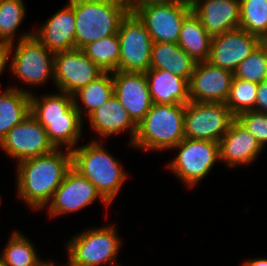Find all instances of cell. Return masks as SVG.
Here are the masks:
<instances>
[{"label":"cell","mask_w":267,"mask_h":266,"mask_svg":"<svg viewBox=\"0 0 267 266\" xmlns=\"http://www.w3.org/2000/svg\"><path fill=\"white\" fill-rule=\"evenodd\" d=\"M53 152L22 160L16 164L17 196L33 210H42L72 167L70 150Z\"/></svg>","instance_id":"cell-1"},{"label":"cell","mask_w":267,"mask_h":266,"mask_svg":"<svg viewBox=\"0 0 267 266\" xmlns=\"http://www.w3.org/2000/svg\"><path fill=\"white\" fill-rule=\"evenodd\" d=\"M75 13V48L118 33L130 0H69Z\"/></svg>","instance_id":"cell-2"},{"label":"cell","mask_w":267,"mask_h":266,"mask_svg":"<svg viewBox=\"0 0 267 266\" xmlns=\"http://www.w3.org/2000/svg\"><path fill=\"white\" fill-rule=\"evenodd\" d=\"M72 167L87 178L110 204L116 199L127 173L98 140L76 146L72 151Z\"/></svg>","instance_id":"cell-3"},{"label":"cell","mask_w":267,"mask_h":266,"mask_svg":"<svg viewBox=\"0 0 267 266\" xmlns=\"http://www.w3.org/2000/svg\"><path fill=\"white\" fill-rule=\"evenodd\" d=\"M185 106L186 104L153 103L138 124L137 134L131 146L148 151H165L175 147L185 138Z\"/></svg>","instance_id":"cell-4"},{"label":"cell","mask_w":267,"mask_h":266,"mask_svg":"<svg viewBox=\"0 0 267 266\" xmlns=\"http://www.w3.org/2000/svg\"><path fill=\"white\" fill-rule=\"evenodd\" d=\"M116 225L88 229L72 236L67 247V266H110L117 263L121 239Z\"/></svg>","instance_id":"cell-5"},{"label":"cell","mask_w":267,"mask_h":266,"mask_svg":"<svg viewBox=\"0 0 267 266\" xmlns=\"http://www.w3.org/2000/svg\"><path fill=\"white\" fill-rule=\"evenodd\" d=\"M11 44L10 70L23 84L42 85L48 78L54 81V56L32 32H25ZM13 49V50H12Z\"/></svg>","instance_id":"cell-6"},{"label":"cell","mask_w":267,"mask_h":266,"mask_svg":"<svg viewBox=\"0 0 267 266\" xmlns=\"http://www.w3.org/2000/svg\"><path fill=\"white\" fill-rule=\"evenodd\" d=\"M174 149L178 153L167 167L187 187L198 185L220 161L218 142L184 138L171 150Z\"/></svg>","instance_id":"cell-7"},{"label":"cell","mask_w":267,"mask_h":266,"mask_svg":"<svg viewBox=\"0 0 267 266\" xmlns=\"http://www.w3.org/2000/svg\"><path fill=\"white\" fill-rule=\"evenodd\" d=\"M236 116L225 103L189 101L185 106V138L218 142Z\"/></svg>","instance_id":"cell-8"},{"label":"cell","mask_w":267,"mask_h":266,"mask_svg":"<svg viewBox=\"0 0 267 266\" xmlns=\"http://www.w3.org/2000/svg\"><path fill=\"white\" fill-rule=\"evenodd\" d=\"M131 11L144 24L153 43H178L184 18L192 11L187 0L161 5H130Z\"/></svg>","instance_id":"cell-9"},{"label":"cell","mask_w":267,"mask_h":266,"mask_svg":"<svg viewBox=\"0 0 267 266\" xmlns=\"http://www.w3.org/2000/svg\"><path fill=\"white\" fill-rule=\"evenodd\" d=\"M119 71L147 72L150 69L153 41L144 24L130 10L118 28Z\"/></svg>","instance_id":"cell-10"},{"label":"cell","mask_w":267,"mask_h":266,"mask_svg":"<svg viewBox=\"0 0 267 266\" xmlns=\"http://www.w3.org/2000/svg\"><path fill=\"white\" fill-rule=\"evenodd\" d=\"M0 147L17 163L32 157L53 152L56 148L50 142L45 128L31 115L14 126L0 142Z\"/></svg>","instance_id":"cell-11"},{"label":"cell","mask_w":267,"mask_h":266,"mask_svg":"<svg viewBox=\"0 0 267 266\" xmlns=\"http://www.w3.org/2000/svg\"><path fill=\"white\" fill-rule=\"evenodd\" d=\"M98 198L106 207L110 205L87 178L71 167L47 204V212L50 217L75 213Z\"/></svg>","instance_id":"cell-12"},{"label":"cell","mask_w":267,"mask_h":266,"mask_svg":"<svg viewBox=\"0 0 267 266\" xmlns=\"http://www.w3.org/2000/svg\"><path fill=\"white\" fill-rule=\"evenodd\" d=\"M54 66L56 88L70 95L103 73L80 48L55 53Z\"/></svg>","instance_id":"cell-13"},{"label":"cell","mask_w":267,"mask_h":266,"mask_svg":"<svg viewBox=\"0 0 267 266\" xmlns=\"http://www.w3.org/2000/svg\"><path fill=\"white\" fill-rule=\"evenodd\" d=\"M263 40L242 28L212 37L208 61L234 72Z\"/></svg>","instance_id":"cell-14"},{"label":"cell","mask_w":267,"mask_h":266,"mask_svg":"<svg viewBox=\"0 0 267 266\" xmlns=\"http://www.w3.org/2000/svg\"><path fill=\"white\" fill-rule=\"evenodd\" d=\"M233 78V72L215 66L209 61L196 63L189 80L190 101L225 103Z\"/></svg>","instance_id":"cell-15"},{"label":"cell","mask_w":267,"mask_h":266,"mask_svg":"<svg viewBox=\"0 0 267 266\" xmlns=\"http://www.w3.org/2000/svg\"><path fill=\"white\" fill-rule=\"evenodd\" d=\"M114 96L138 125L149 112L153 101L144 72H112Z\"/></svg>","instance_id":"cell-16"},{"label":"cell","mask_w":267,"mask_h":266,"mask_svg":"<svg viewBox=\"0 0 267 266\" xmlns=\"http://www.w3.org/2000/svg\"><path fill=\"white\" fill-rule=\"evenodd\" d=\"M190 3L211 37L239 28L240 0H193Z\"/></svg>","instance_id":"cell-17"},{"label":"cell","mask_w":267,"mask_h":266,"mask_svg":"<svg viewBox=\"0 0 267 266\" xmlns=\"http://www.w3.org/2000/svg\"><path fill=\"white\" fill-rule=\"evenodd\" d=\"M220 162L226 167L249 165L262 152L261 145L236 119L232 122L228 132L219 141Z\"/></svg>","instance_id":"cell-18"},{"label":"cell","mask_w":267,"mask_h":266,"mask_svg":"<svg viewBox=\"0 0 267 266\" xmlns=\"http://www.w3.org/2000/svg\"><path fill=\"white\" fill-rule=\"evenodd\" d=\"M75 13L68 3L55 12L33 35L50 51H60L75 48Z\"/></svg>","instance_id":"cell-19"},{"label":"cell","mask_w":267,"mask_h":266,"mask_svg":"<svg viewBox=\"0 0 267 266\" xmlns=\"http://www.w3.org/2000/svg\"><path fill=\"white\" fill-rule=\"evenodd\" d=\"M90 128L100 137L109 138L121 131L130 132L131 145L136 137L138 125L115 96L88 116Z\"/></svg>","instance_id":"cell-20"},{"label":"cell","mask_w":267,"mask_h":266,"mask_svg":"<svg viewBox=\"0 0 267 266\" xmlns=\"http://www.w3.org/2000/svg\"><path fill=\"white\" fill-rule=\"evenodd\" d=\"M153 103L187 104L189 99V81L161 69H149L145 72Z\"/></svg>","instance_id":"cell-21"},{"label":"cell","mask_w":267,"mask_h":266,"mask_svg":"<svg viewBox=\"0 0 267 266\" xmlns=\"http://www.w3.org/2000/svg\"><path fill=\"white\" fill-rule=\"evenodd\" d=\"M28 89L8 86L0 91V142L16 125L30 114V94Z\"/></svg>","instance_id":"cell-22"},{"label":"cell","mask_w":267,"mask_h":266,"mask_svg":"<svg viewBox=\"0 0 267 266\" xmlns=\"http://www.w3.org/2000/svg\"><path fill=\"white\" fill-rule=\"evenodd\" d=\"M196 62L176 43H153L150 69H161L181 78H191Z\"/></svg>","instance_id":"cell-23"},{"label":"cell","mask_w":267,"mask_h":266,"mask_svg":"<svg viewBox=\"0 0 267 266\" xmlns=\"http://www.w3.org/2000/svg\"><path fill=\"white\" fill-rule=\"evenodd\" d=\"M212 37L193 10L184 18L178 45L196 62L208 61Z\"/></svg>","instance_id":"cell-24"},{"label":"cell","mask_w":267,"mask_h":266,"mask_svg":"<svg viewBox=\"0 0 267 266\" xmlns=\"http://www.w3.org/2000/svg\"><path fill=\"white\" fill-rule=\"evenodd\" d=\"M30 113L35 119L81 118L75 108L73 95L61 91L40 98L31 93Z\"/></svg>","instance_id":"cell-25"},{"label":"cell","mask_w":267,"mask_h":266,"mask_svg":"<svg viewBox=\"0 0 267 266\" xmlns=\"http://www.w3.org/2000/svg\"><path fill=\"white\" fill-rule=\"evenodd\" d=\"M113 96L114 86L112 72H103L87 86L80 88L76 93H74L73 100L75 108L83 120V117L85 116L82 114L87 115L88 117L92 112L105 104ZM79 100L82 102V105L84 106L83 108L81 107L80 103L78 104V102H80ZM83 111L87 114H85Z\"/></svg>","instance_id":"cell-26"},{"label":"cell","mask_w":267,"mask_h":266,"mask_svg":"<svg viewBox=\"0 0 267 266\" xmlns=\"http://www.w3.org/2000/svg\"><path fill=\"white\" fill-rule=\"evenodd\" d=\"M46 130L56 149L66 147L72 151L81 138L84 126L81 118L36 119Z\"/></svg>","instance_id":"cell-27"},{"label":"cell","mask_w":267,"mask_h":266,"mask_svg":"<svg viewBox=\"0 0 267 266\" xmlns=\"http://www.w3.org/2000/svg\"><path fill=\"white\" fill-rule=\"evenodd\" d=\"M23 233L13 231L8 243L0 255L5 266H46L49 261H43L37 255L35 246Z\"/></svg>","instance_id":"cell-28"},{"label":"cell","mask_w":267,"mask_h":266,"mask_svg":"<svg viewBox=\"0 0 267 266\" xmlns=\"http://www.w3.org/2000/svg\"><path fill=\"white\" fill-rule=\"evenodd\" d=\"M82 50L103 72L119 71L120 42L118 34L90 42Z\"/></svg>","instance_id":"cell-29"},{"label":"cell","mask_w":267,"mask_h":266,"mask_svg":"<svg viewBox=\"0 0 267 266\" xmlns=\"http://www.w3.org/2000/svg\"><path fill=\"white\" fill-rule=\"evenodd\" d=\"M239 28L267 40V0H240Z\"/></svg>","instance_id":"cell-30"},{"label":"cell","mask_w":267,"mask_h":266,"mask_svg":"<svg viewBox=\"0 0 267 266\" xmlns=\"http://www.w3.org/2000/svg\"><path fill=\"white\" fill-rule=\"evenodd\" d=\"M234 78L259 84L267 80V41H262L233 72Z\"/></svg>","instance_id":"cell-31"},{"label":"cell","mask_w":267,"mask_h":266,"mask_svg":"<svg viewBox=\"0 0 267 266\" xmlns=\"http://www.w3.org/2000/svg\"><path fill=\"white\" fill-rule=\"evenodd\" d=\"M26 6L23 0H1L0 2V41L16 42L15 34L25 19Z\"/></svg>","instance_id":"cell-32"},{"label":"cell","mask_w":267,"mask_h":266,"mask_svg":"<svg viewBox=\"0 0 267 266\" xmlns=\"http://www.w3.org/2000/svg\"><path fill=\"white\" fill-rule=\"evenodd\" d=\"M257 89L256 83L233 78L225 104L235 116L245 111H255Z\"/></svg>","instance_id":"cell-33"},{"label":"cell","mask_w":267,"mask_h":266,"mask_svg":"<svg viewBox=\"0 0 267 266\" xmlns=\"http://www.w3.org/2000/svg\"><path fill=\"white\" fill-rule=\"evenodd\" d=\"M236 120L264 147L267 144V114L245 111L236 116Z\"/></svg>","instance_id":"cell-34"},{"label":"cell","mask_w":267,"mask_h":266,"mask_svg":"<svg viewBox=\"0 0 267 266\" xmlns=\"http://www.w3.org/2000/svg\"><path fill=\"white\" fill-rule=\"evenodd\" d=\"M255 111L267 114V80L258 84Z\"/></svg>","instance_id":"cell-35"},{"label":"cell","mask_w":267,"mask_h":266,"mask_svg":"<svg viewBox=\"0 0 267 266\" xmlns=\"http://www.w3.org/2000/svg\"><path fill=\"white\" fill-rule=\"evenodd\" d=\"M11 44L0 41V75L4 72L7 63L9 62Z\"/></svg>","instance_id":"cell-36"},{"label":"cell","mask_w":267,"mask_h":266,"mask_svg":"<svg viewBox=\"0 0 267 266\" xmlns=\"http://www.w3.org/2000/svg\"><path fill=\"white\" fill-rule=\"evenodd\" d=\"M182 1L184 0H130V5H161Z\"/></svg>","instance_id":"cell-37"},{"label":"cell","mask_w":267,"mask_h":266,"mask_svg":"<svg viewBox=\"0 0 267 266\" xmlns=\"http://www.w3.org/2000/svg\"><path fill=\"white\" fill-rule=\"evenodd\" d=\"M242 266H267V258H252L244 261Z\"/></svg>","instance_id":"cell-38"},{"label":"cell","mask_w":267,"mask_h":266,"mask_svg":"<svg viewBox=\"0 0 267 266\" xmlns=\"http://www.w3.org/2000/svg\"><path fill=\"white\" fill-rule=\"evenodd\" d=\"M46 266H56V263L54 264V262L52 261H50Z\"/></svg>","instance_id":"cell-39"},{"label":"cell","mask_w":267,"mask_h":266,"mask_svg":"<svg viewBox=\"0 0 267 266\" xmlns=\"http://www.w3.org/2000/svg\"><path fill=\"white\" fill-rule=\"evenodd\" d=\"M0 266H5L4 263L0 259Z\"/></svg>","instance_id":"cell-40"}]
</instances>
